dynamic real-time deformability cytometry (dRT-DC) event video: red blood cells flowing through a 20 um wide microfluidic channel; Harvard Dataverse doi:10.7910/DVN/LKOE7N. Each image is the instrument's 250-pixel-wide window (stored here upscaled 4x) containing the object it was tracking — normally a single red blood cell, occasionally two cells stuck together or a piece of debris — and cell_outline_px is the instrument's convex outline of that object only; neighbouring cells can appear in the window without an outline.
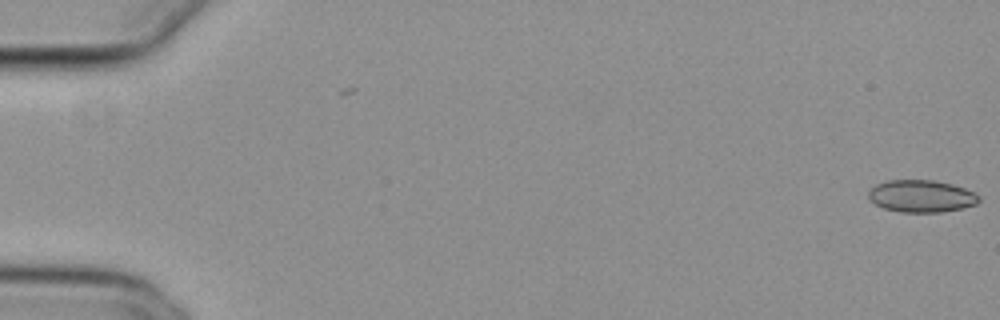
{"species": "common noctule bat (a hibernating species)", "species_latin": "Nyctalus noctula", "temperature_condition": "cold", "stored_images_in_passage": 5, "camera_frame_rate_fps": 3000, "um_per_image_px": 0.085, "animal": {"sex": "female", "body_mass_g": 29.2, "forearm_length_mm": 56.3}, "frame": {"image": 1, "passage_image": 5, "time_ms": 1.333, "image_size_px": [1000, 320], "cell_outline_px": [[980, 200], [976, 204], [960, 208], [940, 212], [900, 212], [884, 208], [868, 200], [868, 192], [876, 184], [888, 180], [936, 180], [952, 184], [964, 188], [980, 196]], "centroid_in_image_um": [78.29, 16.66], "position_along_channel_um": 6.7, "area_um2": 20.69}}